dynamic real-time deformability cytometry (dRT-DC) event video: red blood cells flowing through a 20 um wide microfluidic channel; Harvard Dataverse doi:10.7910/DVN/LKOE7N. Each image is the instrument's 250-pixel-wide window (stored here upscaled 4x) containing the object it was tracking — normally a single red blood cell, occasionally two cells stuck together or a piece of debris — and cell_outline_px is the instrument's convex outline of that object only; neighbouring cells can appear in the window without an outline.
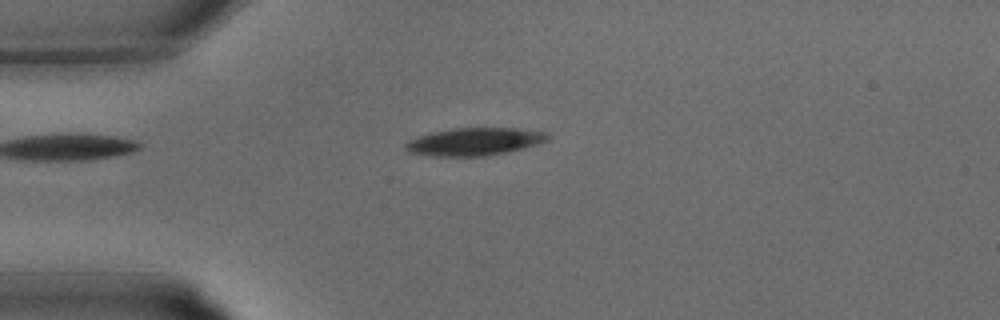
{"species": "common noctule bat (a hibernating species)", "species_latin": "Nyctalus noctula", "temperature_condition": "warm", "stored_images_in_passage": 25, "camera_frame_rate_fps": 3000, "um_per_image_px": 0.085, "animal": {"sex": "male", "body_mass_g": 15.6}, "frame": {"image": 1, "passage_image": 1, "time_ms": 0.0, "image_size_px": [1000, 320], "cell_outline_px": [[552, 136], [548, 140], [524, 148], [484, 156], [432, 156], [412, 152], [404, 148], [404, 144], [408, 140], [432, 132], [452, 128], [516, 128], [548, 132]], "centroid_in_image_um": [40.36, 12.03], "position_along_channel_um": 44.6, "area_um2": 22.83}}
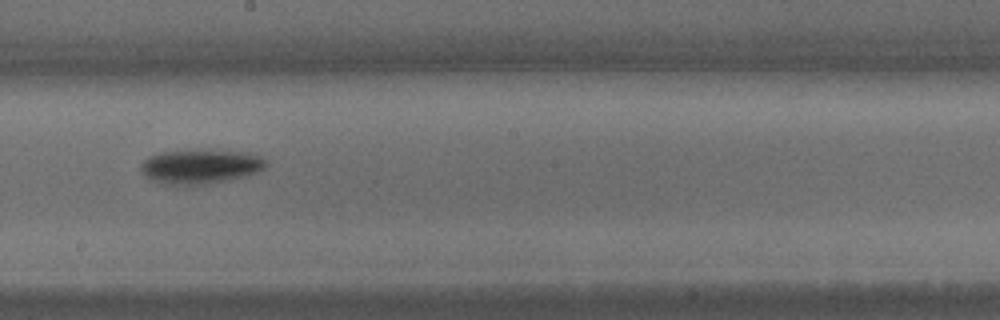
{"frame": {"image": 2, "passage_image": 11, "time_ms": 3.333, "image_size_px": [1000, 320], "cell_outline_px": [[268, 164], [264, 168], [256, 172], [232, 180], [208, 184], [168, 184], [152, 180], [140, 172], [140, 164], [148, 156], [164, 152], [200, 148], [248, 152], [260, 156], [268, 160]], "centroid_in_image_um": [17.07, 14.12], "position_along_channel_um": 231.1, "area_um2": 25.61}}
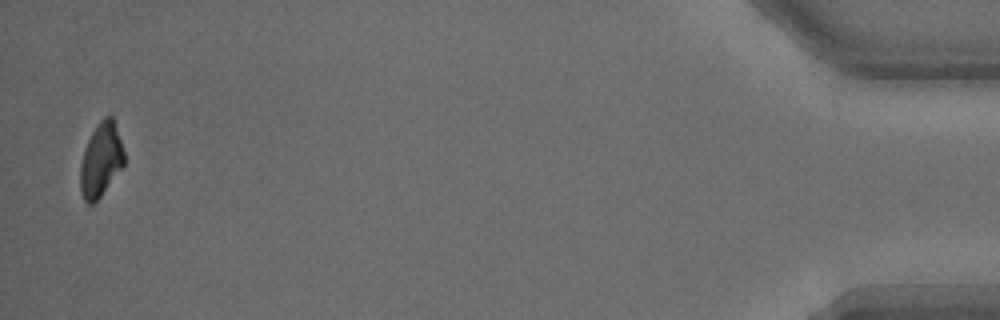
{"frame": {"image": 3, "passage_image": 25, "time_ms": 8.0, "image_size_px": [1000, 320], "cell_outline_px": [[124, 164], [100, 196], [92, 204], [88, 204], [84, 200], [80, 192], [80, 164], [84, 148], [96, 124], [104, 116], [112, 116], [124, 152]], "centroid_in_image_um": [8.55, 13.59], "position_along_channel_um": 426.7, "area_um2": 18.61}}